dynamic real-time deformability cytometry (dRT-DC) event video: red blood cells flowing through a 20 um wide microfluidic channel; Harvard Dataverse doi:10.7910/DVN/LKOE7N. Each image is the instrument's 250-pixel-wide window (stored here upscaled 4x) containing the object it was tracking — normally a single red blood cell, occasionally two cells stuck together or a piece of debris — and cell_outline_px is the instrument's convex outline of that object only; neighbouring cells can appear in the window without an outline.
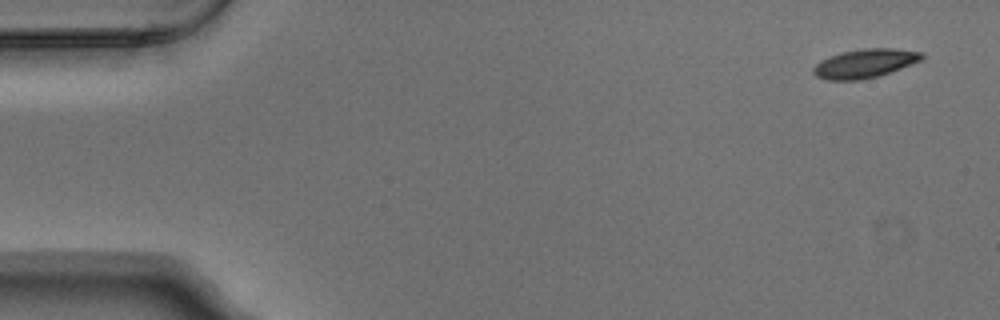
{"species": "Egyptian fruit bat (a non-hibernating species)", "species_latin": "Rousettus aegyptiacus", "temperature_condition": "warm", "stored_images_in_passage": 8, "camera_frame_rate_fps": 3000, "um_per_image_px": 0.085, "animal": {"sex": "male"}, "frame": {"image": 1, "passage_image": 1, "time_ms": 0.0, "image_size_px": [1000, 320], "cell_outline_px": [[924, 60], [880, 76], [860, 80], [828, 80], [816, 76], [812, 72], [812, 68], [820, 60], [828, 56], [840, 52], [864, 48], [892, 48], [924, 52]], "centroid_in_image_um": [73.53, 5.39], "position_along_channel_um": 11.5, "area_um2": 18.61}}
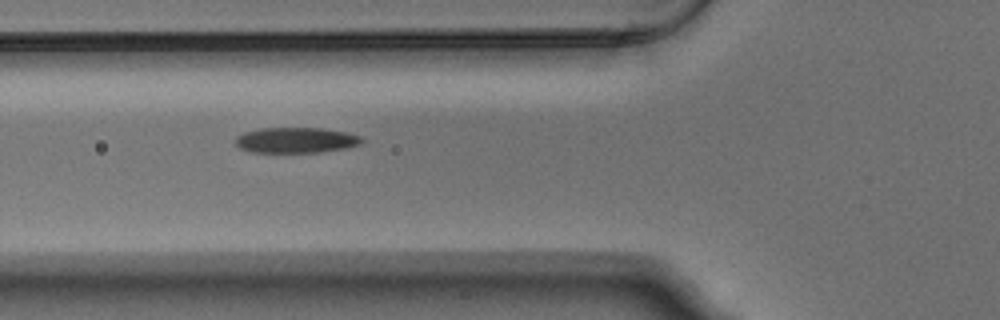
{"frame": {"image": 2, "passage_image": 5, "time_ms": 1.333, "image_size_px": [1000, 320], "cell_outline_px": [[364, 140], [360, 144], [348, 148], [324, 152], [248, 152], [240, 148], [236, 144], [236, 136], [244, 132], [260, 128], [324, 128], [348, 132], [360, 136]], "centroid_in_image_um": [25.19, 11.91], "position_along_channel_um": 100.6, "area_um2": 19.02}}
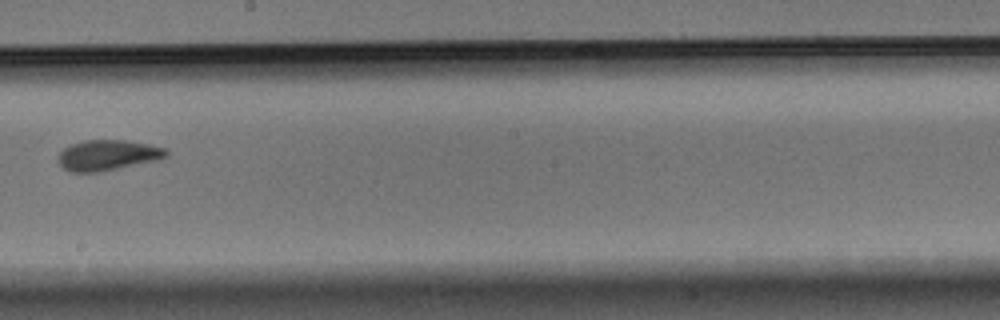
{"frame": {"image": 3, "passage_image": 8, "time_ms": 2.333, "image_size_px": [1000, 320], "cell_outline_px": [[168, 156], [160, 160], [96, 172], [72, 172], [64, 168], [56, 160], [56, 156], [64, 148], [72, 144], [88, 140], [124, 140], [148, 144], [168, 148]], "centroid_in_image_um": [9.18, 13.19], "position_along_channel_um": 239.0, "area_um2": 19.25}}